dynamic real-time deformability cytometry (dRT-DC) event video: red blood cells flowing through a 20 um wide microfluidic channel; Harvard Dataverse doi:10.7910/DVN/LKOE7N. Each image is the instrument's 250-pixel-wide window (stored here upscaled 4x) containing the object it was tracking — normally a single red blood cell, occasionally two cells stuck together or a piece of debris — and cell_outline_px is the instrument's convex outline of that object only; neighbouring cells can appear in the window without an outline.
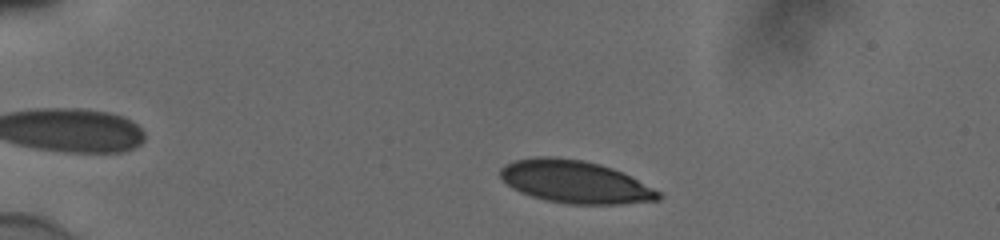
{"species": "human", "species_latin": "Homo sapiens", "temperature_condition": "cold", "stored_images_in_passage": 47, "camera_frame_rate_fps": 3000, "um_per_image_px": 0.085, "donor": {"sex": "male"}, "frame": {"image": 1, "passage_image": 5, "time_ms": 1.333, "image_size_px": [1000, 240], "cell_outline_px": [[664, 196], [660, 200], [620, 204], [568, 204], [544, 200], [520, 192], [512, 188], [500, 176], [500, 168], [504, 164], [516, 160], [536, 156], [552, 156], [584, 160], [600, 164], [612, 168], [660, 192]], "centroid_in_image_um": [48.85, 15.46], "position_along_channel_um": 36.2, "area_um2": 39.13}}
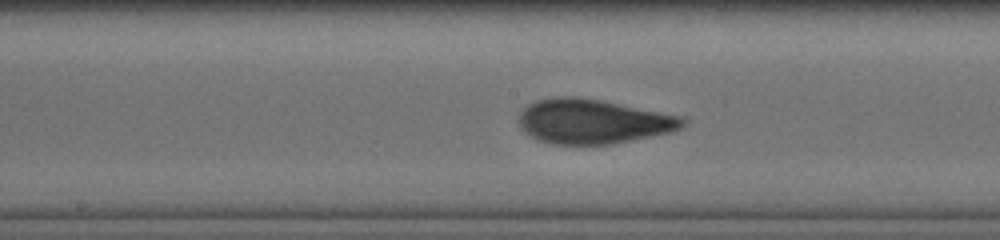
{"frame": {"image": 2, "passage_image": 23, "time_ms": 7.333, "image_size_px": [1000, 240], "cell_outline_px": [[688, 120], [680, 128], [672, 132], [612, 144], [552, 144], [536, 140], [528, 136], [520, 128], [520, 112], [528, 104], [536, 100], [556, 96], [572, 96], [600, 100], [680, 116]], "centroid_in_image_um": [50.36, 10.33], "position_along_channel_um": 197.8, "area_um2": 42.48}}
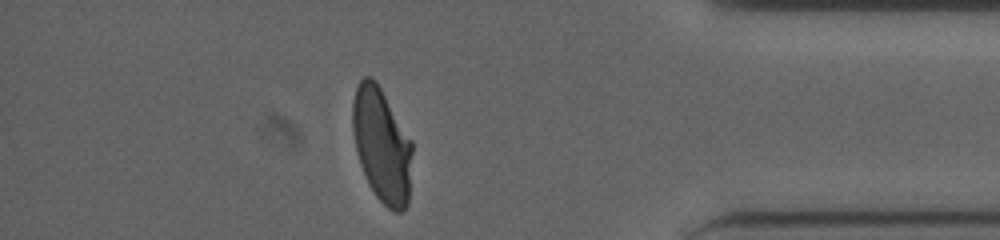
{"frame": {"image": 3, "passage_image": 41, "time_ms": 13.333, "image_size_px": [1000, 240], "cell_outline_px": [[412, 152], [408, 204], [400, 212], [396, 212], [388, 208], [376, 196], [368, 184], [360, 164], [356, 152], [352, 128], [352, 100], [356, 88], [360, 80], [364, 76], [372, 76], [376, 80], [412, 140]], "centroid_in_image_um": [32.44, 12.31], "position_along_channel_um": 402.8, "area_um2": 39.94}, "authors_computed_cell_mechanics": {"area_um2": 40.5756, "velocity_mm_per_s": 3.8464, "shape_relaxation_time_tau1_ms": 5.3649, "shape_relaxation_time_tau2_ms": 0.7863, "deformation_change_tau1": 0.1776, "deformation_change_tau2": 0.0415}}